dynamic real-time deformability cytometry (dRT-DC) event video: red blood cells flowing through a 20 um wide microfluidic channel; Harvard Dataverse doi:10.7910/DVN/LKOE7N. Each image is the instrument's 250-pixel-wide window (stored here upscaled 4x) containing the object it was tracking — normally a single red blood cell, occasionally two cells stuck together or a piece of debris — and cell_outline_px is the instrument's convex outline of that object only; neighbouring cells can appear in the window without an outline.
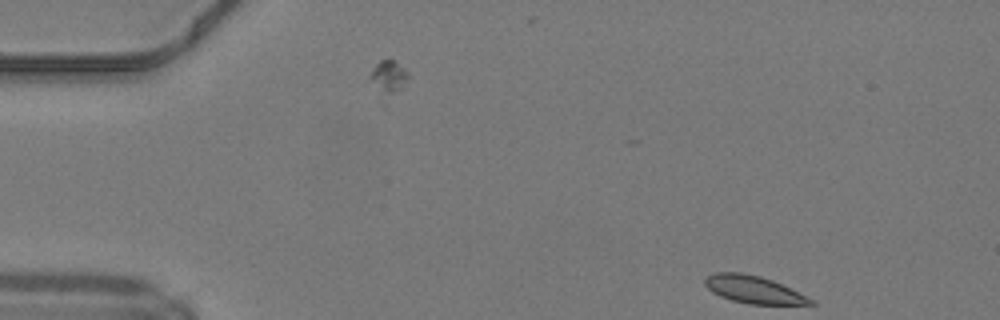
{"species": "common noctule bat (a hibernating species)", "species_latin": "Nyctalus noctula", "temperature_condition": "warm", "stored_images_in_passage": 2, "camera_frame_rate_fps": 3000, "um_per_image_px": 0.085, "animal": {"sex": "male", "body_mass_g": 19.2, "forearm_length_mm": 51.8}, "frame": {"image": 1, "passage_image": 2, "time_ms": 0.333, "image_size_px": [1000, 320], "cell_outline_px": [[816, 304], [748, 304], [732, 300], [720, 296], [712, 292], [704, 284], [704, 276], [712, 272], [740, 272], [760, 276], [772, 280], [816, 300]], "centroid_in_image_um": [64.02, 24.6], "position_along_channel_um": 21.0, "area_um2": 16.99}}